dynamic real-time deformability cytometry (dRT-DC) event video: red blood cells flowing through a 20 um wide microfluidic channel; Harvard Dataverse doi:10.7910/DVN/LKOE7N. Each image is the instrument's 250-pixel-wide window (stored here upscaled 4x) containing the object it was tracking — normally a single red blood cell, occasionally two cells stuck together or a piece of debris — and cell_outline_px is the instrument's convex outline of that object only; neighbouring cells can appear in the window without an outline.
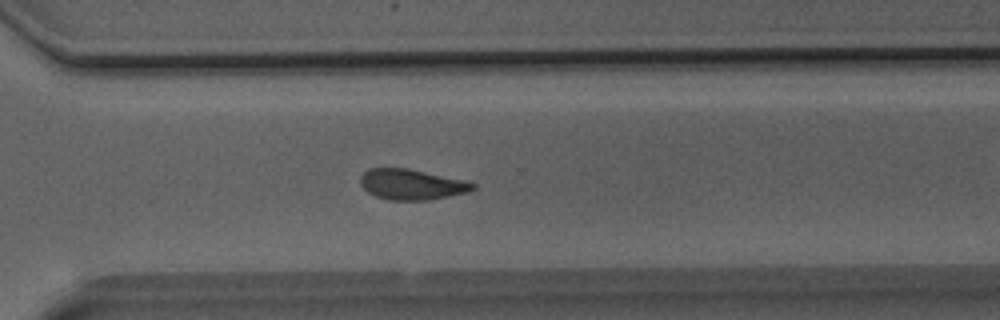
{"species": "Egyptian fruit bat (a non-hibernating species)", "species_latin": "Rousettus aegyptiacus", "temperature_condition": "room temperature", "stored_images_in_passage": 24, "camera_frame_rate_fps": 3000, "um_per_image_px": 0.085, "animal": {"sex": "male"}, "frame": {"image": 1, "passage_image": 14, "time_ms": 4.333, "image_size_px": [1000, 320], "cell_outline_px": [[476, 188], [468, 192], [428, 200], [388, 200], [376, 196], [368, 192], [360, 184], [360, 176], [368, 168], [408, 168], [468, 180], [476, 184]], "centroid_in_image_um": [35.02, 15.67], "position_along_channel_um": 335.6, "area_um2": 20.23}}
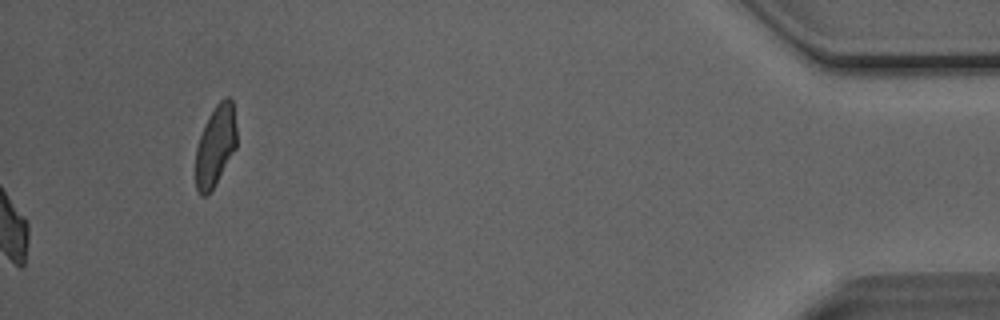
{"frame": {"image": 2, "passage_image": 24, "time_ms": 7.667, "image_size_px": [1000, 320], "cell_outline_px": [[236, 148], [212, 188], [204, 196], [200, 196], [196, 188], [196, 148], [200, 136], [216, 104], [224, 96], [228, 96], [232, 100], [236, 128]], "centroid_in_image_um": [18.32, 12.37], "position_along_channel_um": 416.9, "area_um2": 18.79}}